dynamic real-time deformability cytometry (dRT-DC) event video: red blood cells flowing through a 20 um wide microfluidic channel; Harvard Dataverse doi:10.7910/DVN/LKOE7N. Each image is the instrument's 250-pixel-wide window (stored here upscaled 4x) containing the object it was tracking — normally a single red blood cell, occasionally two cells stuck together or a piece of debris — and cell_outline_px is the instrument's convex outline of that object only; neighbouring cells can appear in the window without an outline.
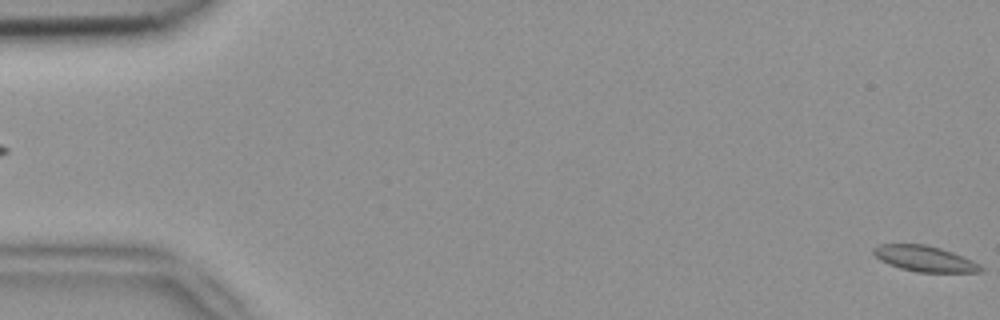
{"species": "common noctule bat (a hibernating species)", "species_latin": "Nyctalus noctula", "temperature_condition": "room temperature", "stored_images_in_passage": 4, "camera_frame_rate_fps": 3000, "um_per_image_px": 0.085, "animal": {"sex": "female", "body_mass_g": 18.4}, "frame": {"image": 1, "passage_image": 4, "time_ms": 1.0, "image_size_px": [1000, 320], "cell_outline_px": [[984, 268], [980, 272], [916, 272], [900, 268], [888, 264], [880, 260], [872, 252], [872, 248], [880, 244], [924, 244], [940, 248], [952, 252], [972, 260], [980, 264]], "centroid_in_image_um": [78.58, 21.99], "position_along_channel_um": 6.4, "area_um2": 16.07}}